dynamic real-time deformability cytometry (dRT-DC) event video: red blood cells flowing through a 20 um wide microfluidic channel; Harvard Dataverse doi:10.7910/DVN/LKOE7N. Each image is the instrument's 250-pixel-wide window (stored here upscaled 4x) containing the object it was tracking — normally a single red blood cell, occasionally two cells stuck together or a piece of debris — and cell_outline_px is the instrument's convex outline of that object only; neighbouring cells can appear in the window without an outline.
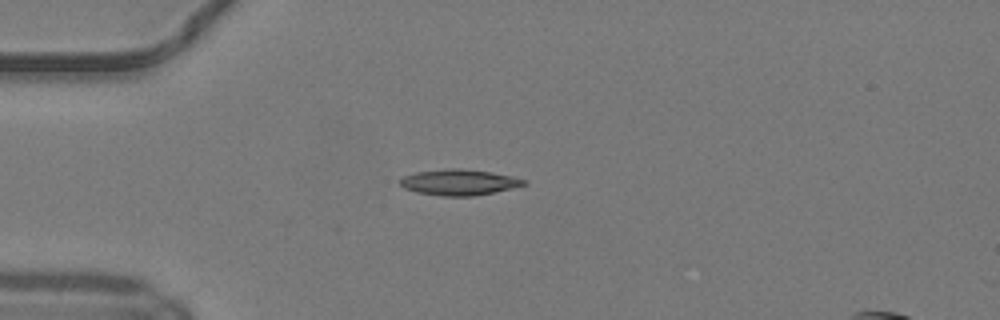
{"species": "common noctule bat (a hibernating species)", "species_latin": "Nyctalus noctula", "temperature_condition": "warm", "stored_images_in_passage": 38, "camera_frame_rate_fps": 3000, "um_per_image_px": 0.085, "animal": {"sex": "male", "body_mass_g": 19.2, "forearm_length_mm": 51.8}, "frame": {"image": 1, "passage_image": 1, "time_ms": 0.0, "image_size_px": [1000, 320], "cell_outline_px": [[528, 184], [512, 188], [472, 196], [440, 196], [416, 192], [404, 188], [400, 184], [400, 180], [404, 176], [416, 172], [448, 168], [460, 168], [488, 172], [512, 176], [528, 180]], "centroid_in_image_um": [39.02, 15.49], "position_along_channel_um": 46.0, "area_um2": 18.55}}
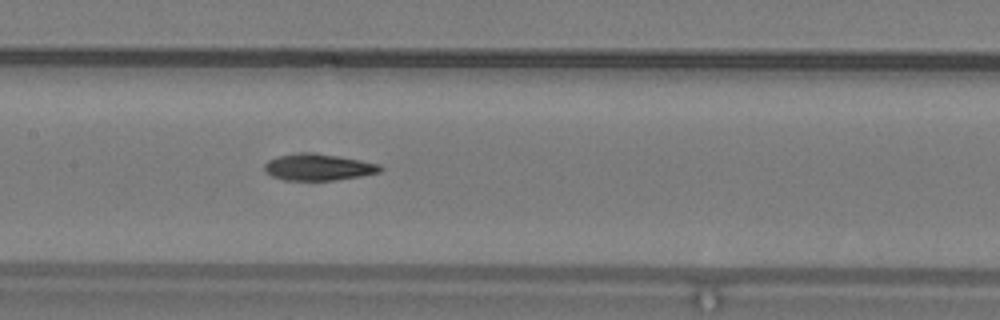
{"frame": {"image": 2, "passage_image": 12, "time_ms": 3.667, "image_size_px": [1000, 320], "cell_outline_px": [[384, 168], [380, 172], [360, 176], [336, 180], [284, 180], [272, 176], [264, 172], [264, 164], [268, 160], [280, 156], [304, 152], [312, 152], [340, 156], [380, 164]], "centroid_in_image_um": [27.06, 14.21], "position_along_channel_um": 180.3, "area_um2": 17.98}}
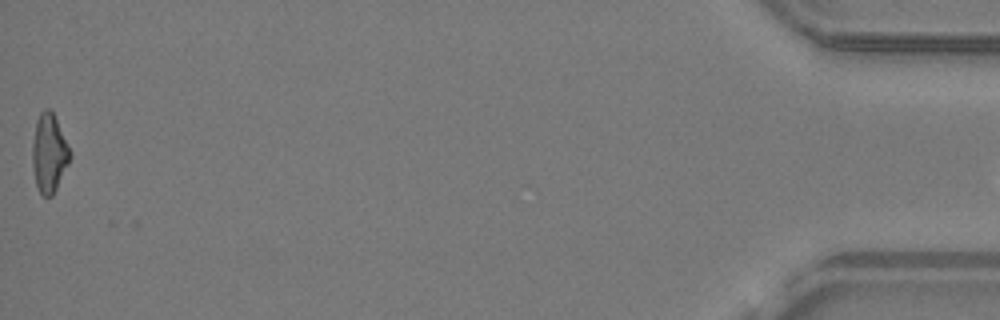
{"frame": {"image": 3, "passage_image": 37, "time_ms": 12.0, "image_size_px": [1000, 320], "cell_outline_px": [[72, 156], [52, 196], [44, 196], [40, 192], [36, 184], [32, 164], [32, 144], [36, 120], [40, 112], [44, 108], [48, 108], [52, 112], [72, 152]], "centroid_in_image_um": [4.17, 13.0], "position_along_channel_um": 431.0, "area_um2": 17.11}}